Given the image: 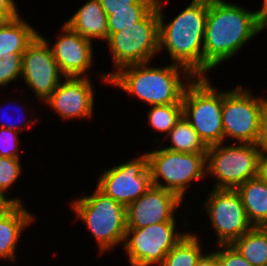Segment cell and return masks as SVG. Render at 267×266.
<instances>
[{"instance_id":"1","label":"cell","mask_w":267,"mask_h":266,"mask_svg":"<svg viewBox=\"0 0 267 266\" xmlns=\"http://www.w3.org/2000/svg\"><path fill=\"white\" fill-rule=\"evenodd\" d=\"M261 33L259 9L249 10L227 0H208L204 32L203 77Z\"/></svg>"},{"instance_id":"2","label":"cell","mask_w":267,"mask_h":266,"mask_svg":"<svg viewBox=\"0 0 267 266\" xmlns=\"http://www.w3.org/2000/svg\"><path fill=\"white\" fill-rule=\"evenodd\" d=\"M168 0H157L159 17V54L165 49L170 63L186 68L193 76L203 77L204 32L208 0H192L186 8L165 22L163 8Z\"/></svg>"},{"instance_id":"3","label":"cell","mask_w":267,"mask_h":266,"mask_svg":"<svg viewBox=\"0 0 267 266\" xmlns=\"http://www.w3.org/2000/svg\"><path fill=\"white\" fill-rule=\"evenodd\" d=\"M150 64L146 62L120 68L109 78V85L118 87L128 97L134 96L147 106L182 104L184 91L195 76L177 64Z\"/></svg>"},{"instance_id":"4","label":"cell","mask_w":267,"mask_h":266,"mask_svg":"<svg viewBox=\"0 0 267 266\" xmlns=\"http://www.w3.org/2000/svg\"><path fill=\"white\" fill-rule=\"evenodd\" d=\"M75 221L86 225L97 243L98 255L124 243L127 229L126 206L105 195L96 186L92 194L75 197L70 203Z\"/></svg>"},{"instance_id":"5","label":"cell","mask_w":267,"mask_h":266,"mask_svg":"<svg viewBox=\"0 0 267 266\" xmlns=\"http://www.w3.org/2000/svg\"><path fill=\"white\" fill-rule=\"evenodd\" d=\"M106 44L114 71H100L98 74L101 84L105 85H109V78L120 68L151 62V59L159 56V17L156 5L139 22L111 34Z\"/></svg>"},{"instance_id":"6","label":"cell","mask_w":267,"mask_h":266,"mask_svg":"<svg viewBox=\"0 0 267 266\" xmlns=\"http://www.w3.org/2000/svg\"><path fill=\"white\" fill-rule=\"evenodd\" d=\"M209 77H194L182 97V115L207 147L224 142L223 89Z\"/></svg>"},{"instance_id":"7","label":"cell","mask_w":267,"mask_h":266,"mask_svg":"<svg viewBox=\"0 0 267 266\" xmlns=\"http://www.w3.org/2000/svg\"><path fill=\"white\" fill-rule=\"evenodd\" d=\"M237 84L223 90L222 122L224 141L259 144L262 134V114L266 96H257L251 88Z\"/></svg>"},{"instance_id":"8","label":"cell","mask_w":267,"mask_h":266,"mask_svg":"<svg viewBox=\"0 0 267 266\" xmlns=\"http://www.w3.org/2000/svg\"><path fill=\"white\" fill-rule=\"evenodd\" d=\"M226 143V144H225ZM259 144L222 142L207 147V176L216 179L213 189H237L257 177Z\"/></svg>"},{"instance_id":"9","label":"cell","mask_w":267,"mask_h":266,"mask_svg":"<svg viewBox=\"0 0 267 266\" xmlns=\"http://www.w3.org/2000/svg\"><path fill=\"white\" fill-rule=\"evenodd\" d=\"M146 153L152 185L175 192L184 202L191 185L207 177L206 154L175 152L159 145Z\"/></svg>"},{"instance_id":"10","label":"cell","mask_w":267,"mask_h":266,"mask_svg":"<svg viewBox=\"0 0 267 266\" xmlns=\"http://www.w3.org/2000/svg\"><path fill=\"white\" fill-rule=\"evenodd\" d=\"M176 223L126 229L122 248L127 254L128 266H161L167 253L189 232L178 229Z\"/></svg>"},{"instance_id":"11","label":"cell","mask_w":267,"mask_h":266,"mask_svg":"<svg viewBox=\"0 0 267 266\" xmlns=\"http://www.w3.org/2000/svg\"><path fill=\"white\" fill-rule=\"evenodd\" d=\"M202 208L217 236L215 245H231L253 227L236 189H211Z\"/></svg>"},{"instance_id":"12","label":"cell","mask_w":267,"mask_h":266,"mask_svg":"<svg viewBox=\"0 0 267 266\" xmlns=\"http://www.w3.org/2000/svg\"><path fill=\"white\" fill-rule=\"evenodd\" d=\"M137 155L104 169L96 182L101 192L126 207L152 186L148 154Z\"/></svg>"},{"instance_id":"13","label":"cell","mask_w":267,"mask_h":266,"mask_svg":"<svg viewBox=\"0 0 267 266\" xmlns=\"http://www.w3.org/2000/svg\"><path fill=\"white\" fill-rule=\"evenodd\" d=\"M63 78L48 42L38 33L23 53L22 82L44 103Z\"/></svg>"},{"instance_id":"14","label":"cell","mask_w":267,"mask_h":266,"mask_svg":"<svg viewBox=\"0 0 267 266\" xmlns=\"http://www.w3.org/2000/svg\"><path fill=\"white\" fill-rule=\"evenodd\" d=\"M93 85L91 77H64L43 104L64 121L89 120L95 113L96 88Z\"/></svg>"},{"instance_id":"15","label":"cell","mask_w":267,"mask_h":266,"mask_svg":"<svg viewBox=\"0 0 267 266\" xmlns=\"http://www.w3.org/2000/svg\"><path fill=\"white\" fill-rule=\"evenodd\" d=\"M60 29L53 43L39 31L48 42L60 72L64 77H91L89 74L92 75L91 70L95 64L93 56L95 43L71 30L65 23Z\"/></svg>"},{"instance_id":"16","label":"cell","mask_w":267,"mask_h":266,"mask_svg":"<svg viewBox=\"0 0 267 266\" xmlns=\"http://www.w3.org/2000/svg\"><path fill=\"white\" fill-rule=\"evenodd\" d=\"M185 202L167 189L151 186L126 207L127 229H141L162 222H177L178 208Z\"/></svg>"},{"instance_id":"17","label":"cell","mask_w":267,"mask_h":266,"mask_svg":"<svg viewBox=\"0 0 267 266\" xmlns=\"http://www.w3.org/2000/svg\"><path fill=\"white\" fill-rule=\"evenodd\" d=\"M35 219L24 204H8L0 211V260L17 261L21 236Z\"/></svg>"},{"instance_id":"18","label":"cell","mask_w":267,"mask_h":266,"mask_svg":"<svg viewBox=\"0 0 267 266\" xmlns=\"http://www.w3.org/2000/svg\"><path fill=\"white\" fill-rule=\"evenodd\" d=\"M64 23L92 42H106L110 38L108 16L99 0L85 1Z\"/></svg>"},{"instance_id":"19","label":"cell","mask_w":267,"mask_h":266,"mask_svg":"<svg viewBox=\"0 0 267 266\" xmlns=\"http://www.w3.org/2000/svg\"><path fill=\"white\" fill-rule=\"evenodd\" d=\"M38 33L21 13L13 20L0 22V59L23 54Z\"/></svg>"},{"instance_id":"20","label":"cell","mask_w":267,"mask_h":266,"mask_svg":"<svg viewBox=\"0 0 267 266\" xmlns=\"http://www.w3.org/2000/svg\"><path fill=\"white\" fill-rule=\"evenodd\" d=\"M236 190L241 196L250 223L253 226L267 227V183L257 176Z\"/></svg>"},{"instance_id":"21","label":"cell","mask_w":267,"mask_h":266,"mask_svg":"<svg viewBox=\"0 0 267 266\" xmlns=\"http://www.w3.org/2000/svg\"><path fill=\"white\" fill-rule=\"evenodd\" d=\"M231 245L252 266H267V227L253 226Z\"/></svg>"},{"instance_id":"22","label":"cell","mask_w":267,"mask_h":266,"mask_svg":"<svg viewBox=\"0 0 267 266\" xmlns=\"http://www.w3.org/2000/svg\"><path fill=\"white\" fill-rule=\"evenodd\" d=\"M162 140H167L166 144L169 141L170 144L163 148L171 151L195 154H206L207 152V146L183 115Z\"/></svg>"},{"instance_id":"23","label":"cell","mask_w":267,"mask_h":266,"mask_svg":"<svg viewBox=\"0 0 267 266\" xmlns=\"http://www.w3.org/2000/svg\"><path fill=\"white\" fill-rule=\"evenodd\" d=\"M190 231L167 253L161 266H195L205 250L199 233Z\"/></svg>"},{"instance_id":"24","label":"cell","mask_w":267,"mask_h":266,"mask_svg":"<svg viewBox=\"0 0 267 266\" xmlns=\"http://www.w3.org/2000/svg\"><path fill=\"white\" fill-rule=\"evenodd\" d=\"M157 0H139L132 9L111 10L108 15L110 35L123 31L125 28L139 22L155 5Z\"/></svg>"},{"instance_id":"25","label":"cell","mask_w":267,"mask_h":266,"mask_svg":"<svg viewBox=\"0 0 267 266\" xmlns=\"http://www.w3.org/2000/svg\"><path fill=\"white\" fill-rule=\"evenodd\" d=\"M22 158L0 157V196L8 204H23L21 197L11 196V187L23 174ZM9 191V193H8ZM9 196V197H8Z\"/></svg>"},{"instance_id":"26","label":"cell","mask_w":267,"mask_h":266,"mask_svg":"<svg viewBox=\"0 0 267 266\" xmlns=\"http://www.w3.org/2000/svg\"><path fill=\"white\" fill-rule=\"evenodd\" d=\"M147 119L154 133H164L165 136L174 128L182 116V104L154 105L148 108Z\"/></svg>"},{"instance_id":"27","label":"cell","mask_w":267,"mask_h":266,"mask_svg":"<svg viewBox=\"0 0 267 266\" xmlns=\"http://www.w3.org/2000/svg\"><path fill=\"white\" fill-rule=\"evenodd\" d=\"M21 101L19 102V106L16 104V103H18L17 101H18V99L15 101V100H12L11 99V101H13L12 103H10V104H13L14 106V110H16L17 108L16 107H18V110H19V112L18 113H20V117L21 118H19V119H17V121L15 122L13 119H11L12 118V116H11V118L10 117H8L6 114L8 113H4L3 112V110H0V128H6V129H11V130H15V131H17V132H19L20 134H21V132H23L24 130H26L27 129V127H29L30 128V126L31 127H34L35 125H37V122H41V119L38 117H36L35 119H34V117L33 118H29V117H27V115L28 114H26V116L24 115V112L26 113V112H28V111H30L31 110V114L32 113H34V112H32V109H30V107L31 106H29V105H27V103H26V100L24 99V98H22V99H20ZM15 101V102H14ZM22 101H23V104H21L22 103ZM25 101V102H24ZM5 103L2 105V102H0V109H3L4 107V105L5 104H7L6 103V101H4ZM16 104V105H15ZM26 105V106H25ZM7 106V105H6ZM9 106V105H8ZM29 107V108H28ZM21 108V109H20ZM28 108V109H27ZM12 109V108H11ZM22 110V111H21ZM28 110V111H27ZM7 111H8V109H7ZM12 111V110H11ZM9 115H10V113H9ZM12 115V114H11ZM25 117H24V116ZM11 119V120H13V121H9V119ZM23 117H24V119H23ZM27 117V118H26ZM5 118H7V121H5L6 119ZM26 118V119H25ZM4 119V120H3ZM16 120V119H15ZM19 124H18V123Z\"/></svg>"},{"instance_id":"28","label":"cell","mask_w":267,"mask_h":266,"mask_svg":"<svg viewBox=\"0 0 267 266\" xmlns=\"http://www.w3.org/2000/svg\"><path fill=\"white\" fill-rule=\"evenodd\" d=\"M23 54H13L12 57L0 59V87L3 91L9 84L21 79Z\"/></svg>"},{"instance_id":"29","label":"cell","mask_w":267,"mask_h":266,"mask_svg":"<svg viewBox=\"0 0 267 266\" xmlns=\"http://www.w3.org/2000/svg\"><path fill=\"white\" fill-rule=\"evenodd\" d=\"M19 132L0 128V157L21 158Z\"/></svg>"},{"instance_id":"30","label":"cell","mask_w":267,"mask_h":266,"mask_svg":"<svg viewBox=\"0 0 267 266\" xmlns=\"http://www.w3.org/2000/svg\"><path fill=\"white\" fill-rule=\"evenodd\" d=\"M217 246V247H216ZM212 249L217 255L219 266H252L232 245H216Z\"/></svg>"},{"instance_id":"31","label":"cell","mask_w":267,"mask_h":266,"mask_svg":"<svg viewBox=\"0 0 267 266\" xmlns=\"http://www.w3.org/2000/svg\"><path fill=\"white\" fill-rule=\"evenodd\" d=\"M16 0H0V22L10 21L20 14Z\"/></svg>"},{"instance_id":"32","label":"cell","mask_w":267,"mask_h":266,"mask_svg":"<svg viewBox=\"0 0 267 266\" xmlns=\"http://www.w3.org/2000/svg\"><path fill=\"white\" fill-rule=\"evenodd\" d=\"M102 8L107 16L111 14V10L132 9V5L139 0H99Z\"/></svg>"},{"instance_id":"33","label":"cell","mask_w":267,"mask_h":266,"mask_svg":"<svg viewBox=\"0 0 267 266\" xmlns=\"http://www.w3.org/2000/svg\"><path fill=\"white\" fill-rule=\"evenodd\" d=\"M195 266H219L217 255L212 251H206L197 260Z\"/></svg>"},{"instance_id":"34","label":"cell","mask_w":267,"mask_h":266,"mask_svg":"<svg viewBox=\"0 0 267 266\" xmlns=\"http://www.w3.org/2000/svg\"><path fill=\"white\" fill-rule=\"evenodd\" d=\"M257 176L267 183V150L262 149L260 153Z\"/></svg>"},{"instance_id":"35","label":"cell","mask_w":267,"mask_h":266,"mask_svg":"<svg viewBox=\"0 0 267 266\" xmlns=\"http://www.w3.org/2000/svg\"><path fill=\"white\" fill-rule=\"evenodd\" d=\"M259 146L261 147V149L267 150V104L265 105L262 114V134Z\"/></svg>"},{"instance_id":"36","label":"cell","mask_w":267,"mask_h":266,"mask_svg":"<svg viewBox=\"0 0 267 266\" xmlns=\"http://www.w3.org/2000/svg\"><path fill=\"white\" fill-rule=\"evenodd\" d=\"M260 22H261V32L267 28V10H259Z\"/></svg>"},{"instance_id":"37","label":"cell","mask_w":267,"mask_h":266,"mask_svg":"<svg viewBox=\"0 0 267 266\" xmlns=\"http://www.w3.org/2000/svg\"><path fill=\"white\" fill-rule=\"evenodd\" d=\"M8 203H6L3 198L0 196V211L6 206Z\"/></svg>"},{"instance_id":"38","label":"cell","mask_w":267,"mask_h":266,"mask_svg":"<svg viewBox=\"0 0 267 266\" xmlns=\"http://www.w3.org/2000/svg\"><path fill=\"white\" fill-rule=\"evenodd\" d=\"M262 4V8H260V10H267V0H263V3Z\"/></svg>"}]
</instances>
